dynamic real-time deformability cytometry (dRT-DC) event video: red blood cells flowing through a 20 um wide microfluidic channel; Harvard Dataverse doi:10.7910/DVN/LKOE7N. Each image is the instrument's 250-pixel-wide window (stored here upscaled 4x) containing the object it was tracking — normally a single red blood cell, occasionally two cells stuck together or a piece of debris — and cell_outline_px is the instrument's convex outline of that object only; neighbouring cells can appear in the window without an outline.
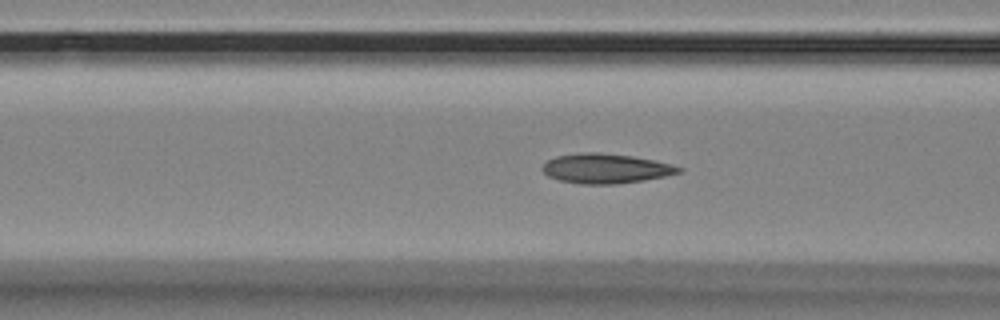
{"species": "Egyptian fruit bat (a non-hibernating species)", "species_latin": "Rousettus aegyptiacus", "temperature_condition": "room temperature", "stored_images_in_passage": 50, "camera_frame_rate_fps": 3000, "um_per_image_px": 0.085, "animal": {"sex": "female"}, "frame": {"image": 1, "passage_image": 15, "time_ms": 4.667, "image_size_px": [1000, 320], "cell_outline_px": [[684, 168], [680, 172], [664, 176], [644, 180], [616, 184], [580, 184], [560, 180], [548, 176], [540, 168], [548, 160], [556, 156], [584, 152], [596, 152], [632, 156], [652, 160]], "centroid_in_image_um": [51.45, 14.32], "position_along_channel_um": 115.2, "area_um2": 23.35}}
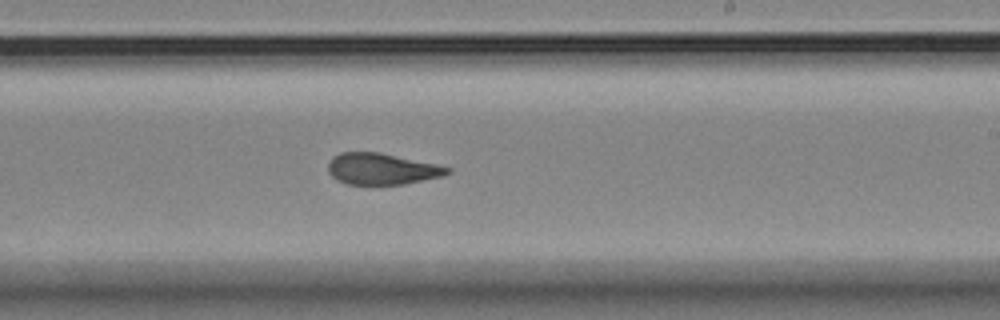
{"frame": {"image": 2, "passage_image": 27, "time_ms": 8.667, "image_size_px": [1000, 320], "cell_outline_px": [[452, 172], [444, 176], [404, 184], [348, 184], [336, 180], [328, 172], [328, 164], [332, 156], [340, 152], [380, 152], [452, 168]], "centroid_in_image_um": [32.44, 14.35], "position_along_channel_um": 256.6, "area_um2": 21.79}}
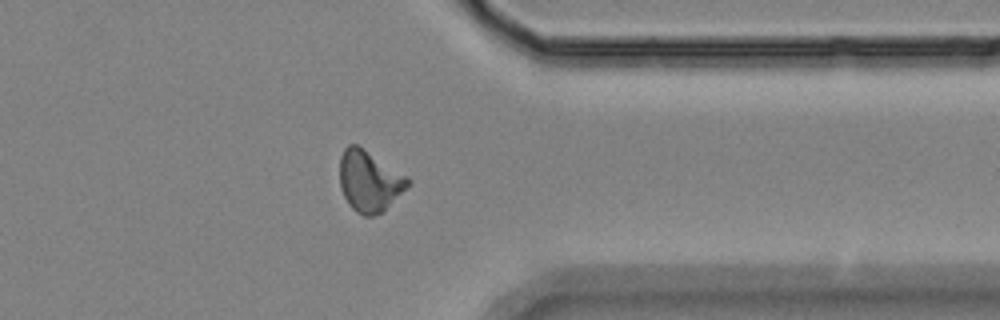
{"frame": {"image": 3, "passage_image": 38, "time_ms": 12.333, "image_size_px": [1000, 320], "cell_outline_px": [[412, 180], [380, 212], [372, 216], [364, 216], [356, 212], [348, 204], [340, 188], [340, 156], [344, 148], [348, 144], [356, 144], [408, 176]], "centroid_in_image_um": [31.34, 15.36], "position_along_channel_um": 380.1, "area_um2": 23.7}, "authors_computed_cell_mechanics": {"area_um2": 22.7732, "velocity_mm_per_s": 3.5312, "shape_relaxation_time_tau1_ms": null, "shape_relaxation_time_tau2_ms": 1.7464, "deformation_change_tau1": null, "deformation_change_tau2": 0.0711}}